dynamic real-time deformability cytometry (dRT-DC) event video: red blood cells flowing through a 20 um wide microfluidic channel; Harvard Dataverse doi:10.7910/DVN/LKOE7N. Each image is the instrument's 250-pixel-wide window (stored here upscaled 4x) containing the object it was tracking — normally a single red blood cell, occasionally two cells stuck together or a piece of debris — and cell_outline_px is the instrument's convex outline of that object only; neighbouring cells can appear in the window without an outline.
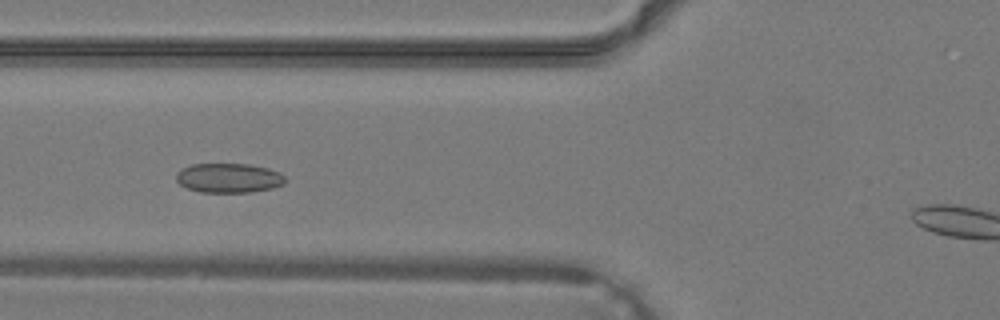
{"species": "common noctule bat (a hibernating species)", "species_latin": "Nyctalus noctula", "temperature_condition": "warm", "stored_images_in_passage": 9, "camera_frame_rate_fps": 3000, "um_per_image_px": 0.085, "animal": {"sex": "male", "body_mass_g": 19.2, "forearm_length_mm": 51.8}, "frame": {"image": 1, "passage_image": 6, "time_ms": 1.667, "image_size_px": [1000, 320], "cell_outline_px": [[288, 180], [284, 184], [272, 188], [248, 192], [200, 192], [188, 188], [180, 184], [176, 180], [176, 172], [180, 168], [192, 164], [248, 164], [268, 168], [280, 172]], "centroid_in_image_um": [19.45, 15.12], "position_along_channel_um": 106.4, "area_um2": 18.84}}